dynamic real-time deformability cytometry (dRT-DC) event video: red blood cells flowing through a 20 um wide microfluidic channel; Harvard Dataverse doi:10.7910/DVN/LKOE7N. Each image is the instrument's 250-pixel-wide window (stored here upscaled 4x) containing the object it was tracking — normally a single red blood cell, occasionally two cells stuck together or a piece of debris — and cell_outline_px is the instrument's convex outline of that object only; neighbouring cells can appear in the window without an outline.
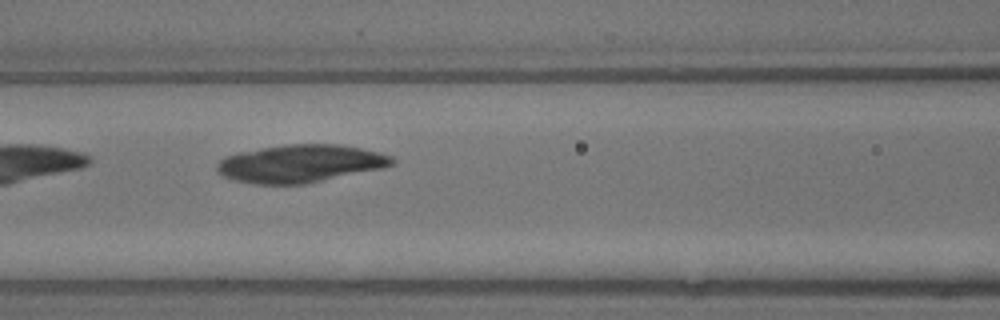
{"species": "common noctule bat (a hibernating species)", "species_latin": "Nyctalus noctula", "temperature_condition": "warm", "stored_images_in_passage": 9, "camera_frame_rate_fps": 3000, "um_per_image_px": 0.085, "animal": {"sex": "male", "body_mass_g": 13.3}, "frame": {"image": 1, "passage_image": 9, "time_ms": 2.667, "image_size_px": [1000, 320], "cell_outline_px": [[396, 164], [384, 168], [308, 184], [252, 184], [232, 180], [216, 172], [216, 164], [224, 156], [236, 152], [260, 148], [288, 144], [340, 144], [380, 152], [392, 156], [396, 160]], "centroid_in_image_um": [25.53, 13.91], "position_along_channel_um": 141.1, "area_um2": 39.19}}